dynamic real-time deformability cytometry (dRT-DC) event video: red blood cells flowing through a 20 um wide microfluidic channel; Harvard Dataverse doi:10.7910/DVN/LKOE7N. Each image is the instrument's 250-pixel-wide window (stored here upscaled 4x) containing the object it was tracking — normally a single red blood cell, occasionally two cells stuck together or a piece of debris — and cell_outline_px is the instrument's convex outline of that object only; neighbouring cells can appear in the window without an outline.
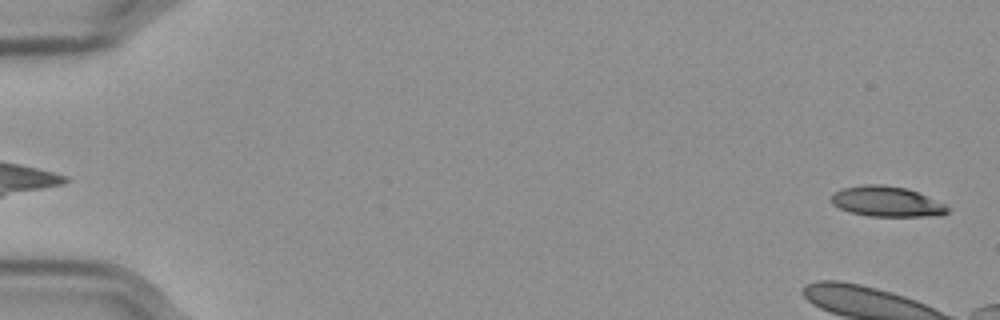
{"species": "Egyptian fruit bat (a non-hibernating species)", "species_latin": "Rousettus aegyptiacus", "temperature_condition": "cold", "stored_images_in_passage": 54, "camera_frame_rate_fps": 3000, "um_per_image_px": 0.085, "frame": {"image": 1, "passage_image": 2, "time_ms": 0.333, "image_size_px": [1000, 320], "cell_outline_px": [[948, 212], [940, 216], [868, 216], [848, 212], [832, 204], [828, 200], [832, 192], [844, 188], [864, 184], [880, 184], [904, 188], [916, 192], [944, 204], [948, 208]], "centroid_in_image_um": [75.29, 17.14], "position_along_channel_um": 9.7, "area_um2": 20.52}}